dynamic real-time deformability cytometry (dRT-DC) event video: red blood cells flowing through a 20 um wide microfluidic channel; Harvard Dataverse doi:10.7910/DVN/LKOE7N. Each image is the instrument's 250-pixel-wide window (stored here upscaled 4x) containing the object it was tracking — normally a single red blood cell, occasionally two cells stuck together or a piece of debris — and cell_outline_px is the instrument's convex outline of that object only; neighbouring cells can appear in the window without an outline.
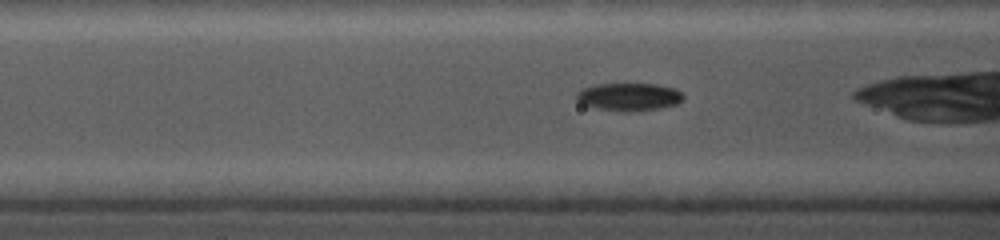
{"species": "common noctule bat (a hibernating species)", "species_latin": "Nyctalus noctula", "temperature_condition": "cold", "stored_images_in_passage": 32, "camera_frame_rate_fps": 5000, "um_per_image_px": 0.085, "animal": {"sex": "female", "body_mass_g": 19.0, "forearm_length_mm": 56.7}, "frame": {"image": 1, "passage_image": 5, "time_ms": 1.2, "image_size_px": [1000, 240], "cell_outline_px": [[684, 100], [676, 104], [660, 108], [632, 112], [620, 112], [596, 108], [580, 104], [576, 96], [576, 92], [580, 88], [596, 84], [656, 84], [676, 88], [684, 96]], "centroid_in_image_um": [53.44, 8.24], "position_along_channel_um": 113.2, "area_um2": 17.63}}
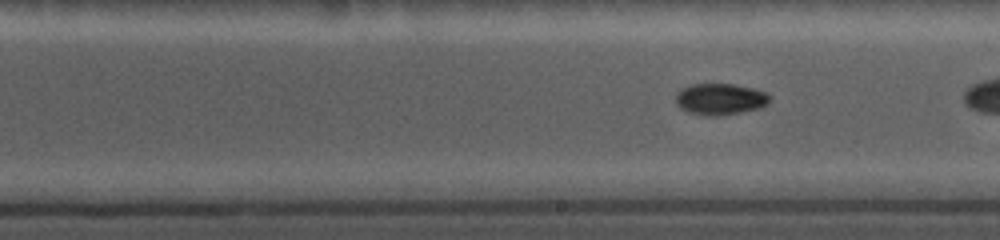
{"frame": {"image": 2, "passage_image": 16, "time_ms": 4.2, "image_size_px": [1000, 240], "cell_outline_px": [[768, 104], [760, 108], [740, 112], [716, 116], [704, 116], [688, 112], [680, 108], [676, 104], [676, 92], [680, 88], [692, 84], [732, 84], [752, 88], [764, 92], [768, 96]], "centroid_in_image_um": [61.15, 8.43], "position_along_channel_um": 227.9, "area_um2": 17.17}}
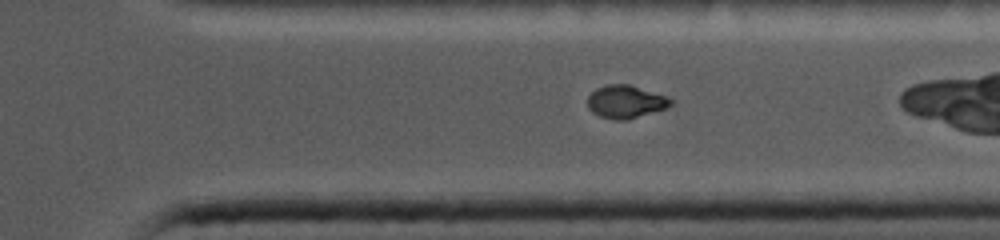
{"frame": {"image": 3, "passage_image": 30, "time_ms": 7.6, "image_size_px": [1000, 240], "cell_outline_px": [[676, 100], [668, 108], [628, 120], [616, 120], [600, 116], [592, 112], [588, 108], [588, 96], [596, 88], [608, 84], [628, 84], [668, 96]], "centroid_in_image_um": [53.23, 8.65], "position_along_channel_um": 358.2, "area_um2": 16.18}}